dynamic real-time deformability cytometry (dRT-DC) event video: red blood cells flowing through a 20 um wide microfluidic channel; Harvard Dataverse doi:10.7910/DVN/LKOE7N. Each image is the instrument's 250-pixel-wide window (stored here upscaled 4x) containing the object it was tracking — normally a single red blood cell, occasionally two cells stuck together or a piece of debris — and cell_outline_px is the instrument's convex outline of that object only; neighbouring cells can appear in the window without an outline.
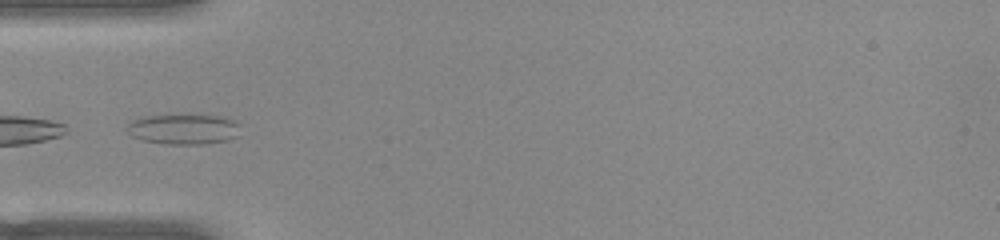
{"species": "common noctule bat (a hibernating species)", "species_latin": "Nyctalus noctula", "temperature_condition": "warm", "stored_images_in_passage": 34, "camera_frame_rate_fps": 3000, "um_per_image_px": 0.085, "animal": {"sex": "female", "body_mass_g": 22.0, "forearm_length_mm": 56.7}, "frame": {"image": 1, "passage_image": 1, "time_ms": 0.0, "image_size_px": [1000, 240], "cell_outline_px": [[240, 136], [228, 140], [204, 144], [164, 144], [144, 140], [132, 136], [124, 128], [132, 120], [144, 116], [224, 116], [240, 124]], "centroid_in_image_um": [15.63, 11.0], "position_along_channel_um": 69.4, "area_um2": 20.0}}